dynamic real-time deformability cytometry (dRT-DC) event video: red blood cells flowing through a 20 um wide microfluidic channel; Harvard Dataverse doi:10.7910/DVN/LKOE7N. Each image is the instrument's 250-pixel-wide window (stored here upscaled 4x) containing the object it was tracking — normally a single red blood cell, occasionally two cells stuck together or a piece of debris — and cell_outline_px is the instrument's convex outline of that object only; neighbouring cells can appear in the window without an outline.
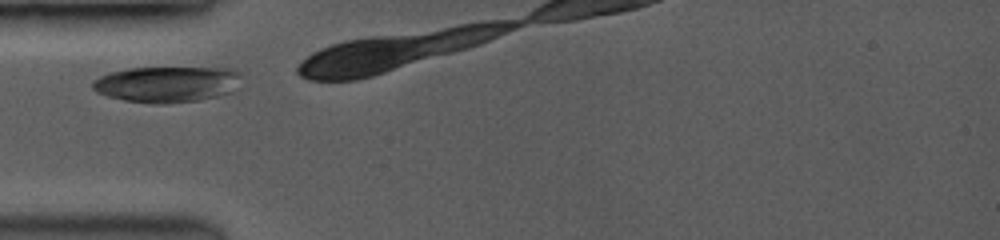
{"species": "common noctule bat (a hibernating species)", "species_latin": "Nyctalus noctula", "temperature_condition": "room temperature", "stored_images_in_passage": 4, "camera_frame_rate_fps": 3500, "um_per_image_px": 0.085, "animal": {"sex": "female", "body_mass_g": 19.0, "forearm_length_mm": 53.3}, "frame": {"image": 1, "passage_image": 1, "time_ms": 0.0, "image_size_px": [1000, 240], "cell_outline_px": [[240, 76], [224, 92], [216, 96], [196, 100], [160, 104], [156, 104], [124, 100], [108, 96], [92, 88], [92, 80], [108, 72], [128, 68], [232, 68], [240, 72]], "centroid_in_image_um": [14.05, 7.14], "position_along_channel_um": 70.9, "area_um2": 30.35}}